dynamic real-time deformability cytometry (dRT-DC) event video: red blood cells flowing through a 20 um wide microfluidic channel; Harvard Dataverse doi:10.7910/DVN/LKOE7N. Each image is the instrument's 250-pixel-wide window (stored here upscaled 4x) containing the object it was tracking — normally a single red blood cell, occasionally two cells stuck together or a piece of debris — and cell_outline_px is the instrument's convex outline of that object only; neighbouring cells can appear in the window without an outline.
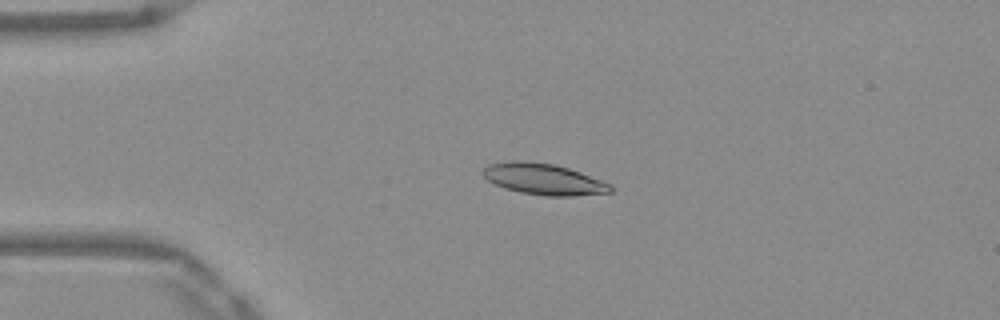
{"species": "Egyptian fruit bat (a non-hibernating species)", "species_latin": "Rousettus aegyptiacus", "temperature_condition": "warm", "stored_images_in_passage": 45, "camera_frame_rate_fps": 3000, "um_per_image_px": 0.085, "frame": {"image": 1, "passage_image": 5, "time_ms": 1.333, "image_size_px": [1000, 320], "cell_outline_px": [[612, 192], [572, 196], [544, 196], [520, 192], [504, 188], [488, 180], [480, 172], [488, 164], [512, 160], [524, 160], [552, 164], [568, 168], [580, 172], [612, 184]], "centroid_in_image_um": [46.19, 15.22], "position_along_channel_um": 38.8, "area_um2": 23.24}}
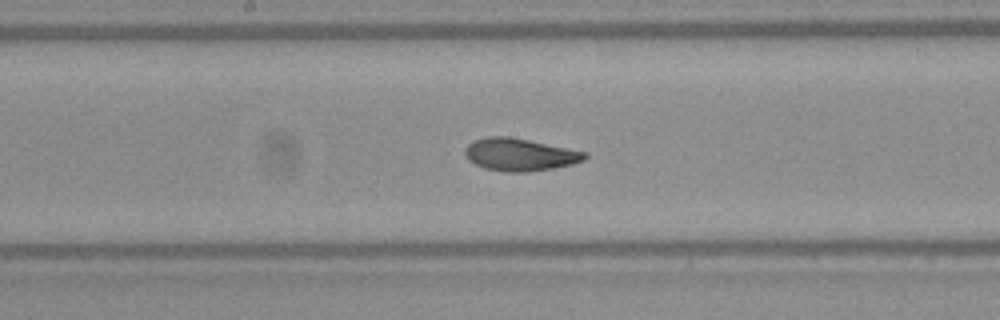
{"frame": {"image": 2, "passage_image": 20, "time_ms": 6.333, "image_size_px": [1000, 320], "cell_outline_px": [[588, 156], [584, 160], [572, 164], [552, 168], [528, 172], [504, 172], [484, 168], [468, 160], [464, 156], [464, 148], [468, 144], [476, 140], [488, 136], [508, 136], [588, 152]], "centroid_in_image_um": [44.17, 13.14], "position_along_channel_um": 204.0, "area_um2": 22.72}}
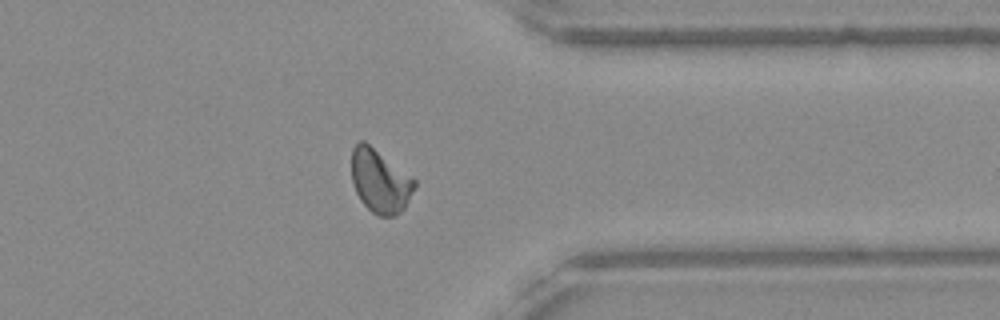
{"frame": {"image": 3, "passage_image": 34, "time_ms": 11.0, "image_size_px": [1000, 320], "cell_outline_px": [[416, 188], [404, 208], [400, 212], [392, 216], [376, 216], [360, 200], [352, 184], [352, 148], [360, 140], [364, 140], [416, 180]], "centroid_in_image_um": [32.3, 15.4], "position_along_channel_um": 379.1, "area_um2": 23.24}, "authors_computed_cell_mechanics": {"area_um2": 22.5998, "velocity_mm_per_s": 3.9141, "shape_relaxation_time_tau1_ms": 7.7475, "shape_relaxation_time_tau2_ms": 1.5277, "deformation_change_tau1": 0.2095, "deformation_change_tau2": 0.0635}}